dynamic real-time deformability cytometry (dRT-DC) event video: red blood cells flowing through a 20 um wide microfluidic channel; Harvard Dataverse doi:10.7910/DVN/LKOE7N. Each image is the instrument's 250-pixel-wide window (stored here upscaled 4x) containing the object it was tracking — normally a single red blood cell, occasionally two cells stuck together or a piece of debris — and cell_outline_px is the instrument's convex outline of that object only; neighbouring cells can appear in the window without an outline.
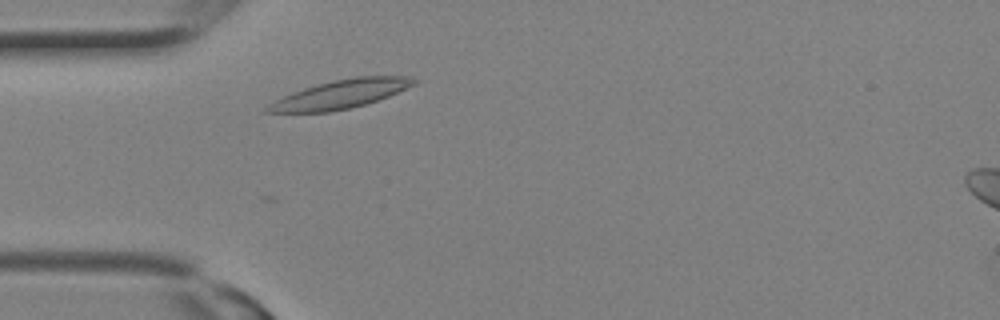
{"species": "Egyptian fruit bat (a non-hibernating species)", "species_latin": "Rousettus aegyptiacus", "temperature_condition": "room temperature", "stored_images_in_passage": 6, "camera_frame_rate_fps": 3000, "um_per_image_px": 0.085, "animal": {"sex": "female"}, "frame": {"image": 1, "passage_image": 4, "time_ms": 1.0, "image_size_px": [1000, 320], "cell_outline_px": [[420, 80], [416, 84], [388, 96], [364, 104], [348, 108], [328, 112], [260, 112], [260, 108], [292, 92], [316, 84], [332, 80], [356, 76], [408, 76]], "centroid_in_image_um": [28.91, 8.0], "position_along_channel_um": 56.1, "area_um2": 24.39}}
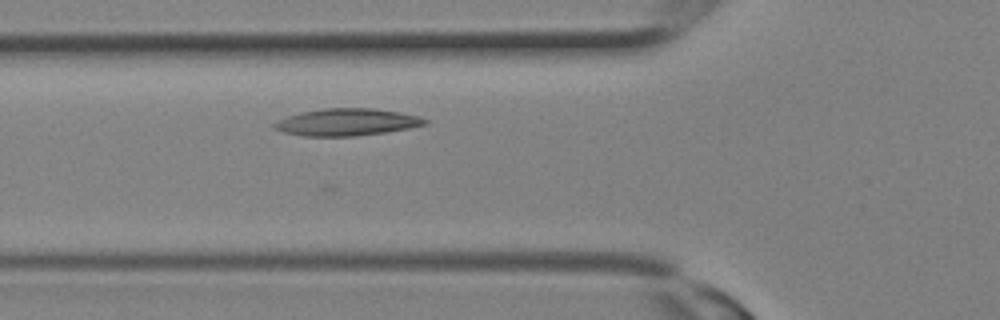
{"frame": {"image": 2, "passage_image": 6, "time_ms": 1.667, "image_size_px": [1000, 320], "cell_outline_px": [[428, 124], [408, 128], [384, 132], [356, 136], [304, 136], [284, 132], [272, 128], [272, 124], [288, 116], [300, 112], [324, 108], [372, 108], [400, 112], [416, 116], [428, 120]], "centroid_in_image_um": [29.46, 10.38], "position_along_channel_um": 96.3, "area_um2": 23.64}}